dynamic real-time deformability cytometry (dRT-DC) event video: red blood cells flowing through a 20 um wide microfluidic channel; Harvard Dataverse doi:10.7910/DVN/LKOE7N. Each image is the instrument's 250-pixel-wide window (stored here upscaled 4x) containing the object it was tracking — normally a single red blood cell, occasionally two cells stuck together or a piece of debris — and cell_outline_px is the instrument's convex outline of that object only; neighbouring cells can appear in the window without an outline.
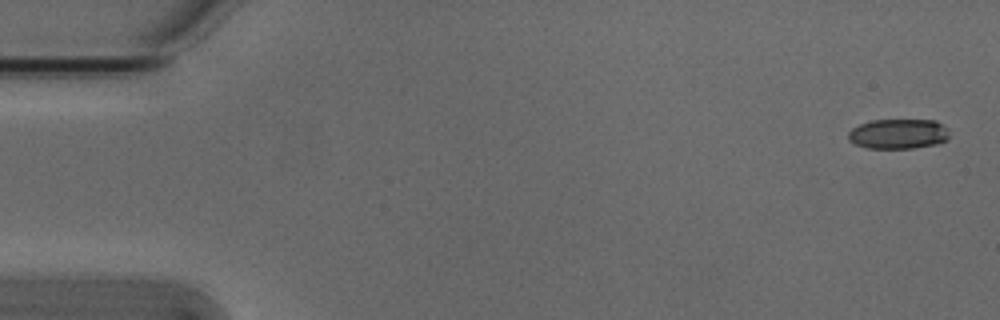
{"species": "Egyptian fruit bat (a non-hibernating species)", "species_latin": "Rousettus aegyptiacus", "temperature_condition": "cold", "stored_images_in_passage": 5, "camera_frame_rate_fps": 3000, "um_per_image_px": 0.085, "animal": {"sex": "male"}, "frame": {"image": 1, "passage_image": 1, "time_ms": 0.0, "image_size_px": [1000, 320], "cell_outline_px": [[948, 140], [936, 144], [912, 148], [868, 148], [856, 144], [848, 140], [848, 132], [852, 128], [860, 124], [872, 120], [936, 120], [948, 128]], "centroid_in_image_um": [76.37, 11.37], "position_along_channel_um": 8.6, "area_um2": 17.69}}
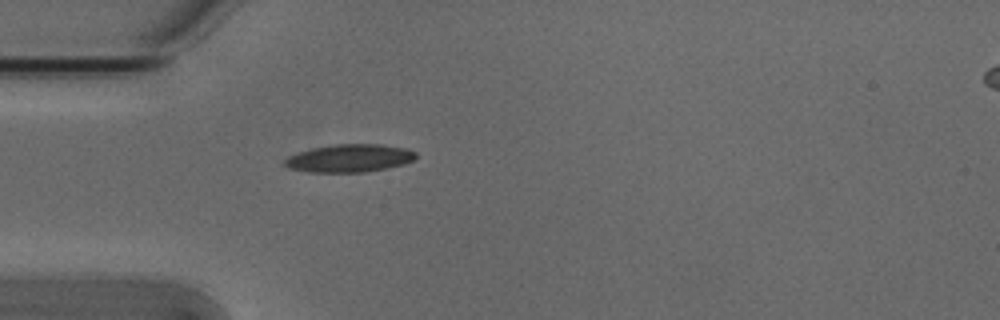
{"frame": {"image": 2, "passage_image": 5, "time_ms": 1.333, "image_size_px": [1000, 320], "cell_outline_px": [[416, 156], [412, 160], [404, 164], [364, 172], [308, 172], [292, 168], [284, 164], [284, 160], [288, 156], [312, 148], [336, 144], [380, 144], [408, 148], [416, 152]], "centroid_in_image_um": [29.73, 13.44], "position_along_channel_um": 55.3, "area_um2": 21.1}}